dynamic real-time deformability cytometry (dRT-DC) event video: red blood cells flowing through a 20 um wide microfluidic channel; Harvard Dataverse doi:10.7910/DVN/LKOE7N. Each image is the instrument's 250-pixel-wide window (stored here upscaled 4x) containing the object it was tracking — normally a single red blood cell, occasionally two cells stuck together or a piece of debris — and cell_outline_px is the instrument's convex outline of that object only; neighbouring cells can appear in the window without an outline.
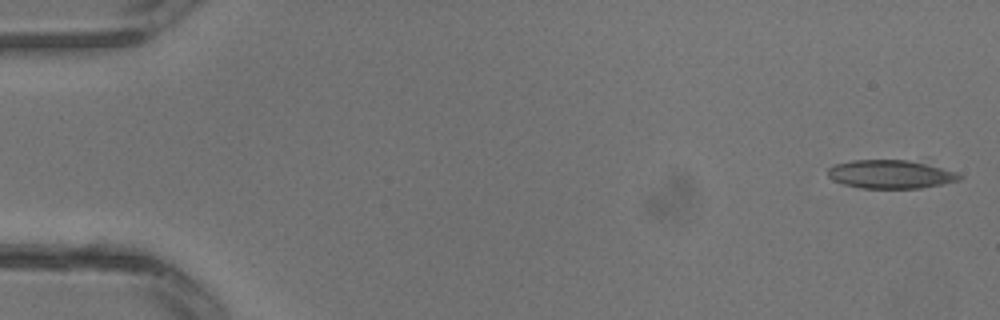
{"species": "common noctule bat (a hibernating species)", "species_latin": "Nyctalus noctula", "temperature_condition": "warm", "stored_images_in_passage": 9, "camera_frame_rate_fps": 3000, "um_per_image_px": 0.085, "animal": {"sex": "male", "body_mass_g": 13.3}, "frame": {"image": 1, "passage_image": 1, "time_ms": 0.0, "image_size_px": [1000, 320], "cell_outline_px": [[964, 176], [960, 180], [920, 188], [864, 188], [844, 184], [832, 180], [828, 176], [828, 168], [836, 164], [852, 160], [904, 160], [924, 164], [956, 172]], "centroid_in_image_um": [75.67, 14.81], "position_along_channel_um": 9.3, "area_um2": 21.44}}
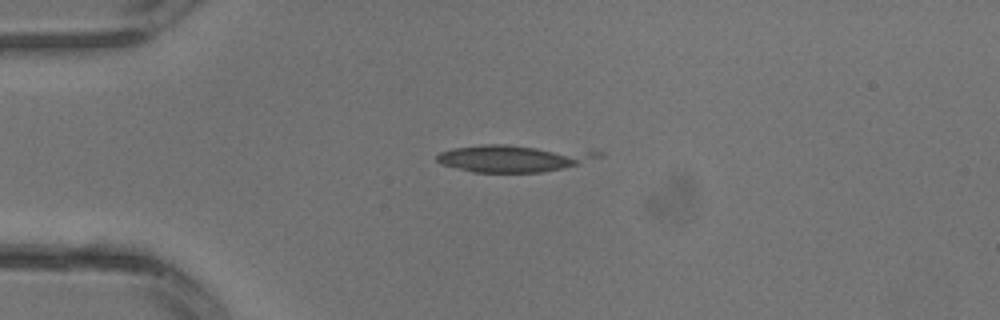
{"frame": {"image": 2, "passage_image": 8, "time_ms": 2.333, "image_size_px": [1000, 320], "cell_outline_px": [[604, 156], [564, 168], [540, 172], [472, 172], [440, 164], [436, 160], [436, 156], [440, 152], [452, 148], [484, 144], [504, 144], [604, 152]], "centroid_in_image_um": [43.6, 13.45], "position_along_channel_um": 41.4, "area_um2": 25.37}}